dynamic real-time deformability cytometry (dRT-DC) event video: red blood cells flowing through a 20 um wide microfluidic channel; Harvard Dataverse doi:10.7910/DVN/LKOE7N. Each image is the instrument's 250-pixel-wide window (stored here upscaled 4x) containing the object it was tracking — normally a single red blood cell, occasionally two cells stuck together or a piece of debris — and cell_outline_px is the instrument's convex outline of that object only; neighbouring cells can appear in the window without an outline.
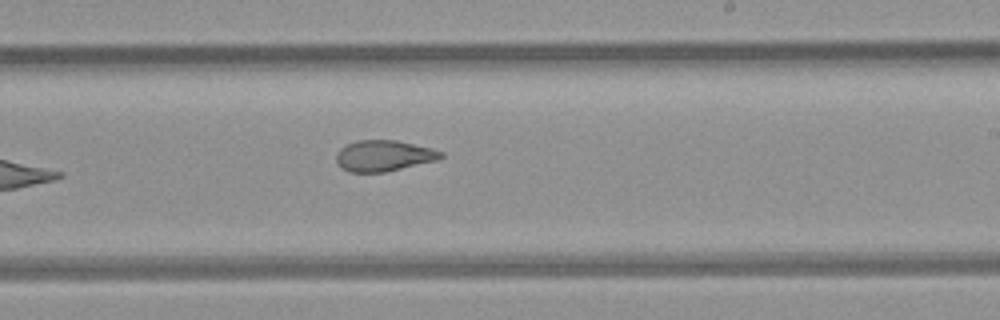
{"species": "common noctule bat (a hibernating species)", "species_latin": "Nyctalus noctula", "temperature_condition": "room temperature", "stored_images_in_passage": 8, "camera_frame_rate_fps": 3000, "um_per_image_px": 0.085, "animal": {"sex": "female", "body_mass_g": 21.9}, "frame": {"image": 1, "passage_image": 8, "time_ms": 2.333, "image_size_px": [1000, 320], "cell_outline_px": [[444, 156], [440, 160], [384, 172], [348, 172], [340, 168], [336, 160], [336, 152], [340, 148], [348, 144], [360, 140], [396, 140], [432, 148], [444, 152]], "centroid_in_image_um": [32.64, 13.24], "position_along_channel_um": 256.4, "area_um2": 19.07}}